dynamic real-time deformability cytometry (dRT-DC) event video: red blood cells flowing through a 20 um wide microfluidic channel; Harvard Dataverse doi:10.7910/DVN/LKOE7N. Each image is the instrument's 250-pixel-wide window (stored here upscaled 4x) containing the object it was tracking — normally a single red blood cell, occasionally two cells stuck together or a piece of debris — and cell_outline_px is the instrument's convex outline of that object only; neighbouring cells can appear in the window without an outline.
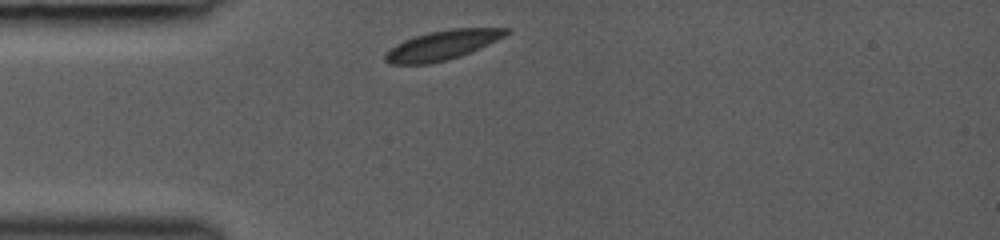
{"species": "common noctule bat (a hibernating species)", "species_latin": "Nyctalus noctula", "temperature_condition": "room temperature", "stored_images_in_passage": 37, "camera_frame_rate_fps": 3000, "um_per_image_px": 0.085, "animal": {"sex": "female", "body_mass_g": 19.0, "forearm_length_mm": 53.3}, "frame": {"image": 1, "passage_image": 1, "time_ms": 0.0, "image_size_px": [1000, 240], "cell_outline_px": [[512, 32], [488, 44], [460, 56], [448, 60], [432, 64], [388, 64], [384, 60], [384, 56], [396, 44], [404, 40], [428, 32], [452, 28], [512, 28]], "centroid_in_image_um": [37.61, 3.84], "position_along_channel_um": 47.4, "area_um2": 20.69}}
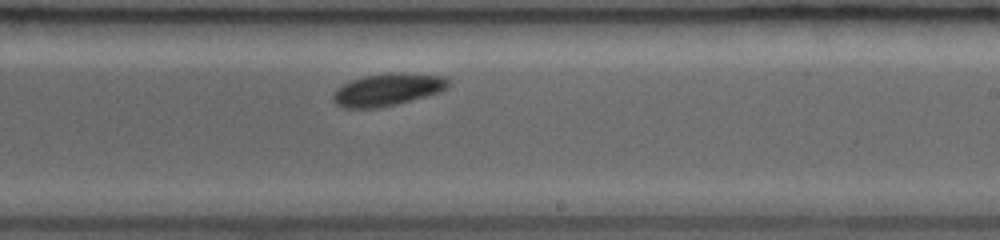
{"frame": {"image": 2, "passage_image": 20, "time_ms": 5.333, "image_size_px": [1000, 240], "cell_outline_px": [[452, 84], [448, 88], [440, 92], [396, 104], [376, 108], [340, 108], [332, 100], [332, 92], [336, 88], [352, 80], [364, 76], [392, 72], [444, 76]], "centroid_in_image_um": [32.92, 7.62], "position_along_channel_um": 256.1, "area_um2": 21.79}}
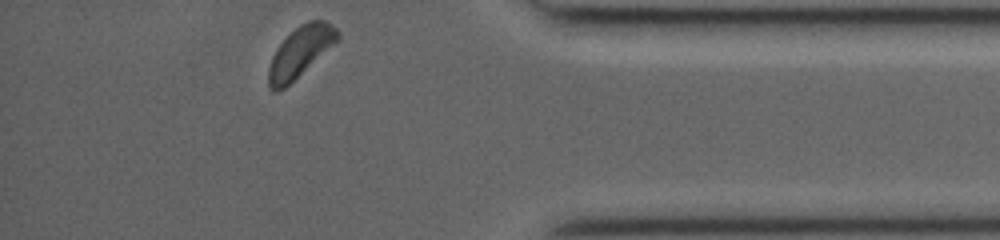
{"frame": {"image": 3, "passage_image": 36, "time_ms": 9.333, "image_size_px": [1000, 240], "cell_outline_px": [[340, 40], [284, 88], [276, 92], [272, 92], [268, 88], [268, 68], [272, 56], [276, 48], [300, 24], [308, 20], [324, 20], [332, 24], [340, 32]], "centroid_in_image_um": [25.54, 4.41], "position_along_channel_um": 409.7, "area_um2": 20.35}}